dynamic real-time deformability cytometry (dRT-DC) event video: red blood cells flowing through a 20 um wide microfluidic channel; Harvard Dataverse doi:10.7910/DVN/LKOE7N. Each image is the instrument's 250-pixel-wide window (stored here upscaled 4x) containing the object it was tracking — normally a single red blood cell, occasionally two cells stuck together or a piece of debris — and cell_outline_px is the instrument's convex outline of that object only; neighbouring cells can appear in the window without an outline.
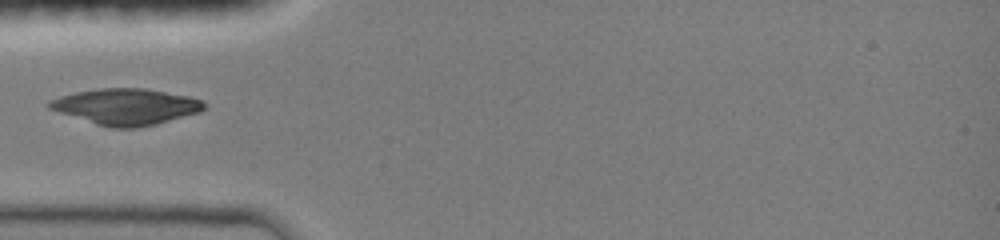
{"species": "common noctule bat (a hibernating species)", "species_latin": "Nyctalus noctula", "temperature_condition": "room temperature", "stored_images_in_passage": 5, "camera_frame_rate_fps": 3000, "um_per_image_px": 0.085, "animal": {"sex": "female", "body_mass_g": 19.0, "forearm_length_mm": 51.5}, "frame": {"image": 1, "passage_image": 1, "time_ms": 0.0, "image_size_px": [1000, 240], "cell_outline_px": [[204, 108], [200, 112], [156, 124], [136, 128], [112, 128], [96, 124], [48, 108], [44, 104], [48, 100], [60, 96], [76, 92], [100, 88], [144, 88], [188, 96], [204, 100]], "centroid_in_image_um": [10.7, 9.06], "position_along_channel_um": 74.3, "area_um2": 32.48}}